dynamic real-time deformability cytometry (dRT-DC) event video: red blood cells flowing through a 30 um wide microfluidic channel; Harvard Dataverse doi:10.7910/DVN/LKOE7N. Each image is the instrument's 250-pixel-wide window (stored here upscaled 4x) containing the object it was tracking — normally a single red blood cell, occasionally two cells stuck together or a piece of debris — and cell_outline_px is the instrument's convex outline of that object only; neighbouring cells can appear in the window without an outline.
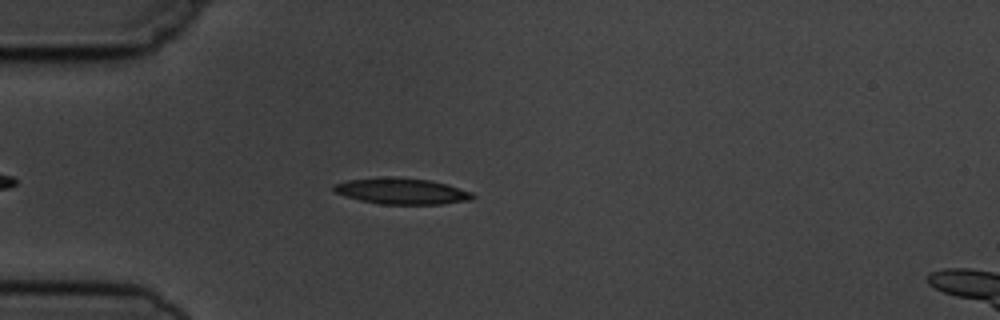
{"species": "common noctule bat (a hibernating species)", "species_latin": "Nyctalus noctula", "temperature_condition": "cold", "stored_images_in_passage": 6, "camera_frame_rate_fps": 3000, "um_per_image_px": 0.085, "animal": {"sex": "male", "body_mass_g": 19.5, "forearm_length_mm": 54.6}, "frame": {"image": 1, "passage_image": 5, "time_ms": 4.667, "image_size_px": [1000, 320], "cell_outline_px": [[476, 196], [472, 200], [440, 204], [380, 204], [360, 200], [344, 196], [336, 192], [332, 188], [332, 184], [348, 180], [384, 176], [428, 180], [448, 184], [472, 192]], "centroid_in_image_um": [34.14, 16.24], "position_along_channel_um": 50.9, "area_um2": 21.21}}